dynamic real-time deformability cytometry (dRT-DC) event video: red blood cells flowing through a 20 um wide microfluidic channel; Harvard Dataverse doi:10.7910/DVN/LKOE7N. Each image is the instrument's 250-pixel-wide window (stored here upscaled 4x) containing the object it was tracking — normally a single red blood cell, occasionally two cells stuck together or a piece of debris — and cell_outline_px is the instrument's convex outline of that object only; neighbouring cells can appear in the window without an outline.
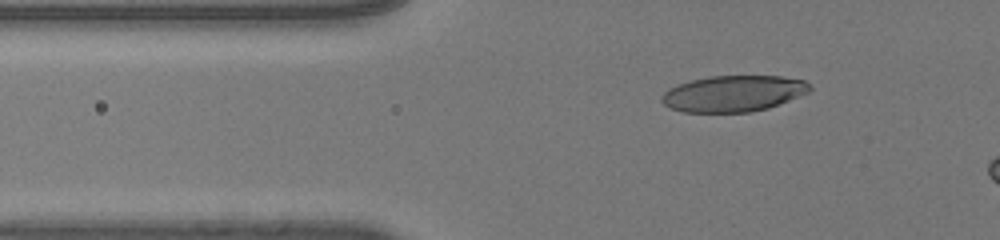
{"species": "human", "species_latin": "Homo sapiens", "temperature_condition": "room temperature", "stored_images_in_passage": 59, "camera_frame_rate_fps": 3000, "um_per_image_px": 0.085, "donor": {"sex": "male"}, "frame": {"image": 1, "passage_image": 26, "time_ms": 8.333, "image_size_px": [1000, 240], "cell_outline_px": [[812, 88], [808, 92], [768, 108], [752, 112], [684, 112], [672, 108], [664, 104], [660, 100], [660, 96], [668, 88], [692, 80], [708, 76], [780, 76], [804, 80]], "centroid_in_image_um": [62.31, 7.95], "position_along_channel_um": 63.5, "area_um2": 31.04}}
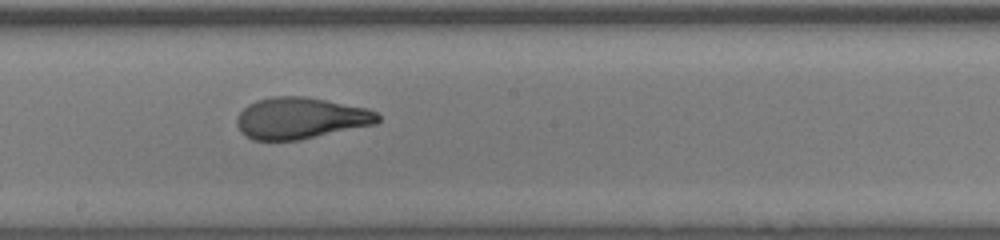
{"frame": {"image": 2, "passage_image": 40, "time_ms": 13.0, "image_size_px": [1000, 240], "cell_outline_px": [[380, 120], [376, 124], [300, 140], [252, 140], [240, 132], [236, 124], [236, 120], [240, 112], [248, 104], [256, 100], [272, 96], [304, 96], [368, 108], [376, 112], [380, 116]], "centroid_in_image_um": [25.54, 10.04], "position_along_channel_um": 222.7, "area_um2": 34.22}}
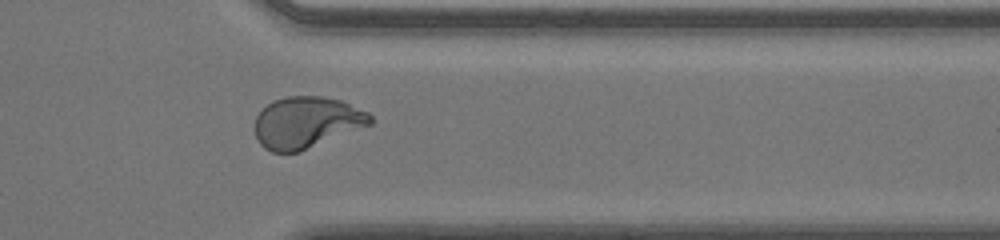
{"frame": {"image": 3, "passage_image": 52, "time_ms": 17.0, "image_size_px": [1000, 240], "cell_outline_px": [[372, 124], [300, 152], [272, 152], [264, 148], [260, 144], [256, 136], [256, 116], [272, 100], [288, 96], [320, 96], [340, 100], [368, 112], [372, 116]], "centroid_in_image_um": [26.06, 10.41], "position_along_channel_um": 385.3, "area_um2": 34.56}}